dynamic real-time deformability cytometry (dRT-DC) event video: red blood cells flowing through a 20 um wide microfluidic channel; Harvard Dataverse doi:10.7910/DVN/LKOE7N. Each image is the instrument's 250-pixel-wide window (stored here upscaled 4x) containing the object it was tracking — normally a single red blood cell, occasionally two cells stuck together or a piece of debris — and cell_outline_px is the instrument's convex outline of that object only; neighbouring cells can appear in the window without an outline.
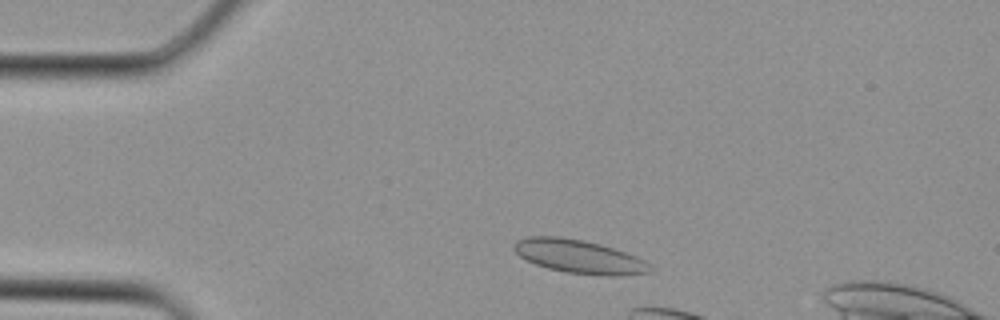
{"species": "Egyptian fruit bat (a non-hibernating species)", "species_latin": "Rousettus aegyptiacus", "temperature_condition": "cold", "stored_images_in_passage": 3, "camera_frame_rate_fps": 3000, "um_per_image_px": 0.085, "animal": {"sex": "female"}, "frame": {"image": 1, "passage_image": 1, "time_ms": 0.0, "image_size_px": [1000, 320], "cell_outline_px": [[652, 272], [624, 276], [608, 276], [564, 272], [548, 268], [536, 264], [520, 256], [512, 248], [512, 244], [516, 240], [528, 236], [560, 236], [584, 240], [600, 244], [636, 256], [644, 260], [652, 268]], "centroid_in_image_um": [49.21, 21.81], "position_along_channel_um": 35.8, "area_um2": 26.7}}